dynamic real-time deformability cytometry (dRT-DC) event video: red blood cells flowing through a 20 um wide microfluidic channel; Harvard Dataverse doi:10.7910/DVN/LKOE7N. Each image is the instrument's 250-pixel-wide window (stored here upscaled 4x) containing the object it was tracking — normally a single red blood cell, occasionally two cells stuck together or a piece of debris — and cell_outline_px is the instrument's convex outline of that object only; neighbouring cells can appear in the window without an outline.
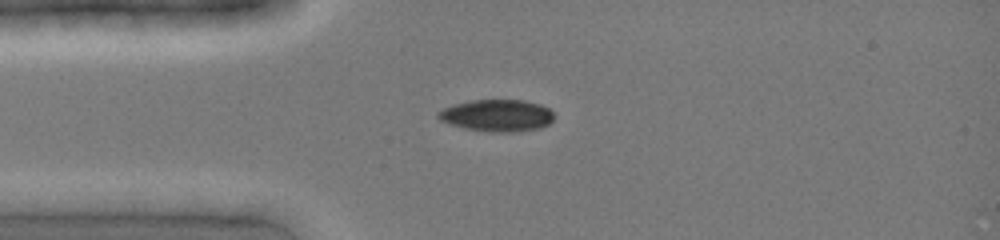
{"species": "common noctule bat (a hibernating species)", "species_latin": "Nyctalus noctula", "temperature_condition": "cold", "stored_images_in_passage": 5, "camera_frame_rate_fps": 3000, "um_per_image_px": 0.085, "animal": {"sex": "female", "body_mass_g": 19.0, "forearm_length_mm": 51.5}, "frame": {"image": 1, "passage_image": 1, "time_ms": 0.0, "image_size_px": [1000, 240], "cell_outline_px": [[556, 116], [548, 124], [540, 128], [512, 132], [488, 132], [464, 128], [440, 120], [436, 116], [436, 112], [452, 104], [468, 100], [524, 100], [540, 104], [548, 108]], "centroid_in_image_um": [42.23, 9.81], "position_along_channel_um": 42.8, "area_um2": 21.73}}